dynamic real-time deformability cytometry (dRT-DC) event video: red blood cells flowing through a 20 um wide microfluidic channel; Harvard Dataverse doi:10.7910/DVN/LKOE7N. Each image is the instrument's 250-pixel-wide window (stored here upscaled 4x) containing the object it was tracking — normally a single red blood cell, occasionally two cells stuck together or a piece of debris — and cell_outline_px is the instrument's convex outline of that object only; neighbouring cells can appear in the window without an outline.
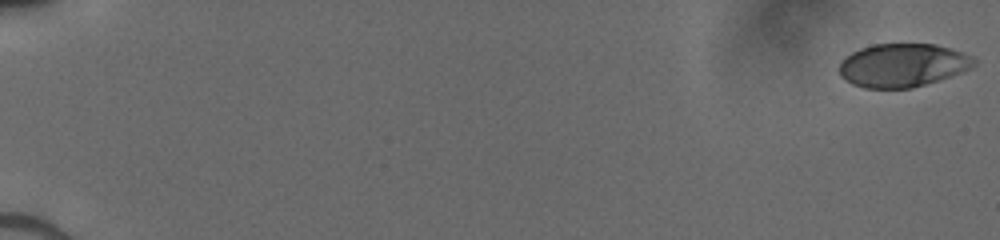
{"species": "human", "species_latin": "Homo sapiens", "temperature_condition": "cold", "stored_images_in_passage": 52, "camera_frame_rate_fps": 3000, "um_per_image_px": 0.085, "donor": {"sex": "male"}, "frame": {"image": 1, "passage_image": 1, "time_ms": 0.0, "image_size_px": [1000, 240], "cell_outline_px": [[976, 64], [960, 72], [912, 88], [864, 88], [852, 84], [840, 76], [840, 60], [852, 52], [860, 48], [872, 44], [936, 44], [972, 56], [976, 60]], "centroid_in_image_um": [76.67, 5.54], "position_along_channel_um": 8.3, "area_um2": 33.76}}
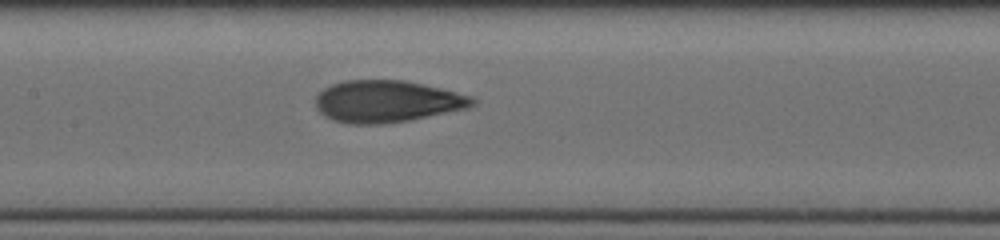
{"frame": {"image": 2, "passage_image": 28, "time_ms": 9.0, "image_size_px": [1000, 240], "cell_outline_px": [[476, 104], [468, 108], [412, 120], [384, 124], [348, 124], [332, 120], [324, 116], [316, 108], [316, 96], [324, 88], [332, 84], [344, 80], [404, 80], [424, 84], [476, 96]], "centroid_in_image_um": [32.93, 8.62], "position_along_channel_um": 174.5, "area_um2": 38.84}}
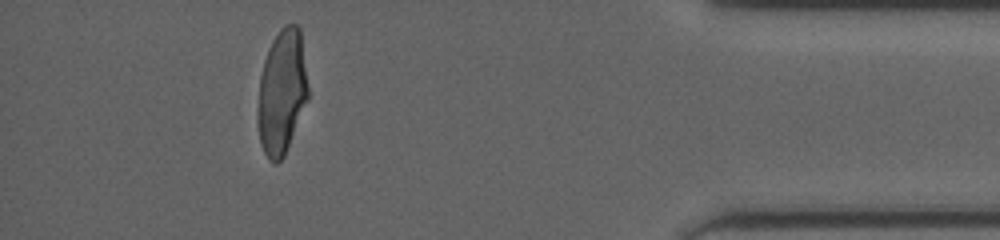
{"frame": {"image": 3, "passage_image": 48, "time_ms": 15.667, "image_size_px": [1000, 240], "cell_outline_px": [[308, 100], [284, 156], [276, 164], [272, 164], [268, 160], [264, 152], [260, 140], [260, 76], [264, 60], [268, 48], [272, 40], [280, 28], [284, 24], [296, 24], [300, 28], [308, 88]], "centroid_in_image_um": [23.99, 7.79], "position_along_channel_um": 411.2, "area_um2": 35.89}}